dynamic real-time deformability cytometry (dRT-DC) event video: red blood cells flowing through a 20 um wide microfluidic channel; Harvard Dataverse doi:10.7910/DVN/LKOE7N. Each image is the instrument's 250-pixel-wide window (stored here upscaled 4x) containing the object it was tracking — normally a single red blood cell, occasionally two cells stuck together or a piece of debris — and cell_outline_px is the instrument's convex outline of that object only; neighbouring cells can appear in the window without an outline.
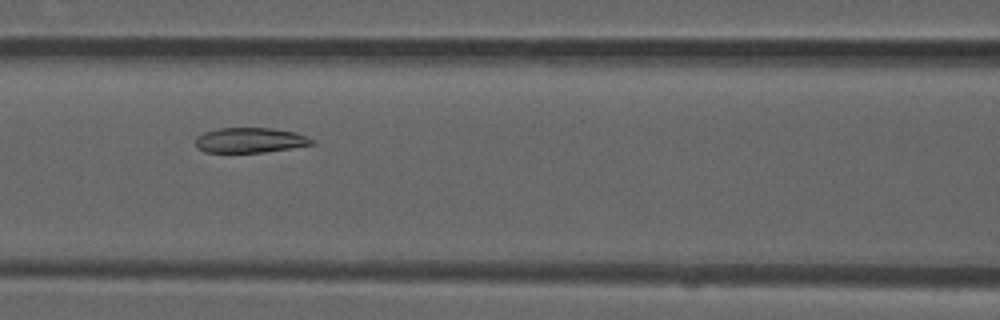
{"species": "common noctule bat (a hibernating species)", "species_latin": "Nyctalus noctula", "temperature_condition": "room temperature", "stored_images_in_passage": 6, "camera_frame_rate_fps": 3000, "um_per_image_px": 0.085, "animal": {"sex": "male", "forearm_length_mm": 52.5}, "frame": {"image": 1, "passage_image": 4, "time_ms": 1.0, "image_size_px": [1000, 320], "cell_outline_px": [[316, 144], [264, 152], [204, 152], [196, 148], [196, 136], [204, 132], [220, 128], [268, 128], [296, 132], [316, 140]], "centroid_in_image_um": [21.27, 11.92], "position_along_channel_um": 145.3, "area_um2": 17.05}}
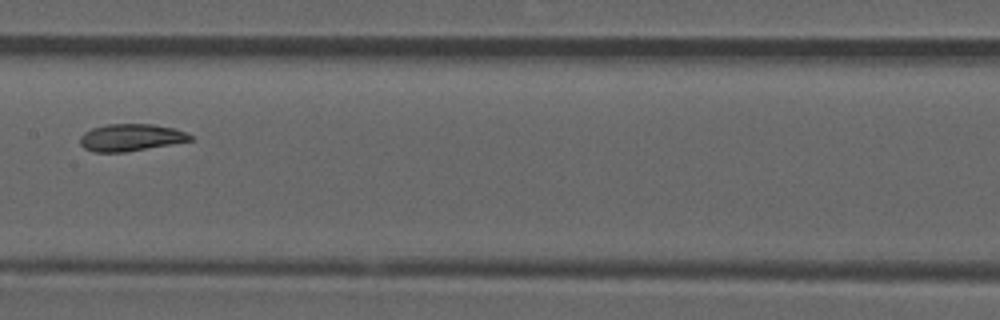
{"frame": {"image": 2, "passage_image": 5, "time_ms": 1.333, "image_size_px": [1000, 320], "cell_outline_px": [[192, 140], [124, 152], [92, 152], [84, 148], [80, 144], [80, 136], [84, 132], [92, 128], [108, 124], [152, 124], [176, 128], [192, 136]], "centroid_in_image_um": [11.08, 11.68], "position_along_channel_um": 196.3, "area_um2": 17.28}}
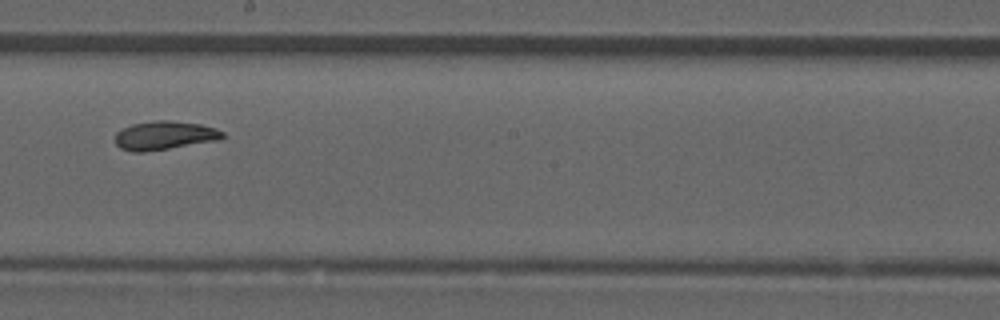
{"frame": {"image": 3, "passage_image": 6, "time_ms": 1.667, "image_size_px": [1000, 320], "cell_outline_px": [[224, 136], [220, 140], [144, 152], [132, 152], [120, 148], [116, 144], [116, 132], [120, 128], [132, 124], [156, 120], [168, 120], [200, 124], [216, 128], [224, 132]], "centroid_in_image_um": [13.97, 11.51], "position_along_channel_um": 234.2, "area_um2": 18.03}}